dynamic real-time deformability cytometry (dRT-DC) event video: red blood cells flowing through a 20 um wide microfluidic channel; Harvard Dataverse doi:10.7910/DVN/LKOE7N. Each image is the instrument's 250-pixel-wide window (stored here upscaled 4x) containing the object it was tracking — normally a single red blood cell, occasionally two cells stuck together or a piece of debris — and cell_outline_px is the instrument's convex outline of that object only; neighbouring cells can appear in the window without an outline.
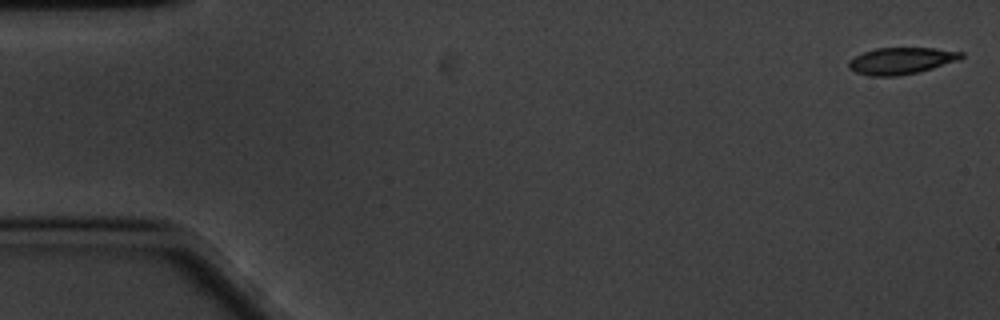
{"species": "common noctule bat (a hibernating species)", "species_latin": "Nyctalus noctula", "temperature_condition": "cold", "stored_images_in_passage": 59, "camera_frame_rate_fps": 3000, "um_per_image_px": 0.085, "animal": {"sex": "male", "body_mass_g": 20.1, "forearm_length_mm": 53.5}, "frame": {"image": 1, "passage_image": 1, "time_ms": 0.0, "image_size_px": [1000, 320], "cell_outline_px": [[964, 56], [960, 60], [932, 68], [916, 72], [896, 76], [868, 76], [856, 72], [848, 68], [848, 60], [864, 52], [876, 48], [936, 48], [964, 52]], "centroid_in_image_um": [76.61, 5.16], "position_along_channel_um": 8.4, "area_um2": 17.51}}
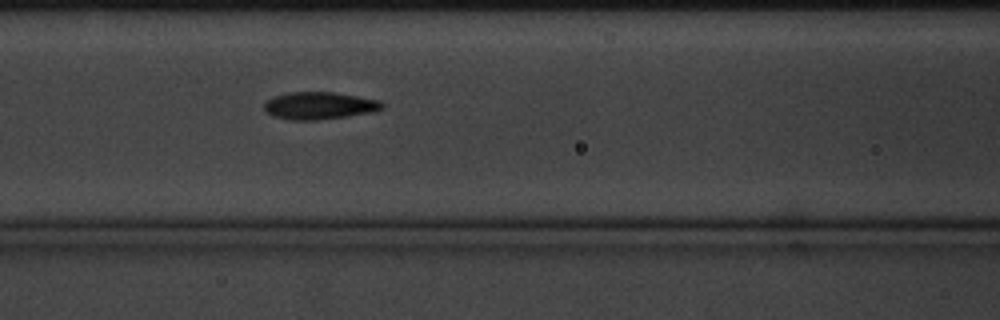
{"frame": {"image": 2, "passage_image": 24, "time_ms": 7.667, "image_size_px": [1000, 320], "cell_outline_px": [[384, 108], [372, 112], [316, 120], [292, 120], [272, 116], [264, 108], [264, 104], [272, 96], [288, 92], [332, 92], [380, 100], [384, 104]], "centroid_in_image_um": [27.13, 8.97], "position_along_channel_um": 139.5, "area_um2": 18.67}}
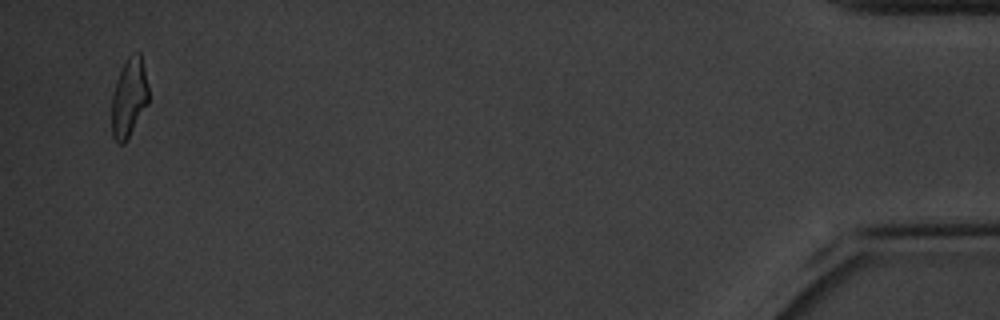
{"frame": {"image": 3, "passage_image": 57, "time_ms": 18.667, "image_size_px": [1000, 320], "cell_outline_px": [[148, 104], [124, 144], [116, 144], [112, 136], [112, 96], [116, 80], [128, 56], [136, 52], [140, 52], [148, 84]], "centroid_in_image_um": [10.96, 8.32], "position_along_channel_um": 424.2, "area_um2": 16.88}, "authors_computed_cell_mechanics": {"area_um2": 18.0914, "velocity_mm_per_s": 3.3623, "shape_relaxation_time_tau1_ms": 3.6166, "shape_relaxation_time_tau2_ms": 3.3522, "deformation_change_tau1": 0.1542, "deformation_change_tau2": 0.1022}}